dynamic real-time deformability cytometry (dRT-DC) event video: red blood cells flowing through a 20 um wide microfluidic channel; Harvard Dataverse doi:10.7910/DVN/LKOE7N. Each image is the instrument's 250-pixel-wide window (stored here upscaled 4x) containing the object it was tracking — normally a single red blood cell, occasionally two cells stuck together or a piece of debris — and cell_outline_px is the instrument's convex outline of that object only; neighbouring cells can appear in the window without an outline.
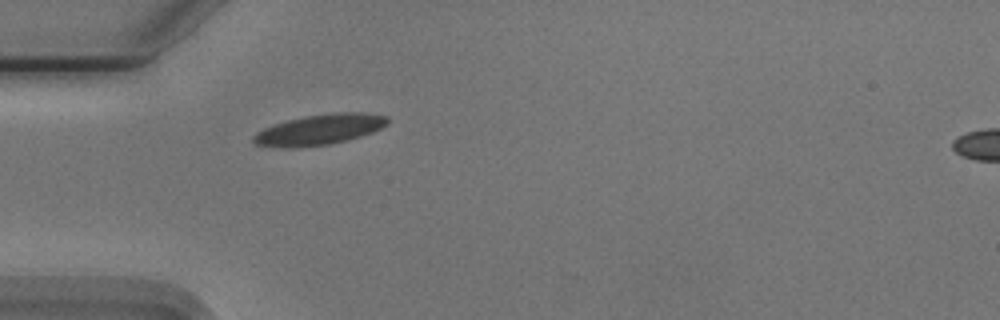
{"species": "Egyptian fruit bat (a non-hibernating species)", "species_latin": "Rousettus aegyptiacus", "temperature_condition": "cold", "stored_images_in_passage": 36, "camera_frame_rate_fps": 3000, "um_per_image_px": 0.085, "animal": {"sex": "male"}, "frame": {"image": 1, "passage_image": 1, "time_ms": 0.0, "image_size_px": [1000, 320], "cell_outline_px": [[388, 124], [372, 132], [348, 140], [328, 144], [300, 148], [288, 148], [256, 144], [252, 140], [252, 136], [256, 132], [264, 128], [288, 120], [304, 116], [332, 112], [364, 112], [388, 116]], "centroid_in_image_um": [27.17, 11.01], "position_along_channel_um": 57.8, "area_um2": 23.87}}
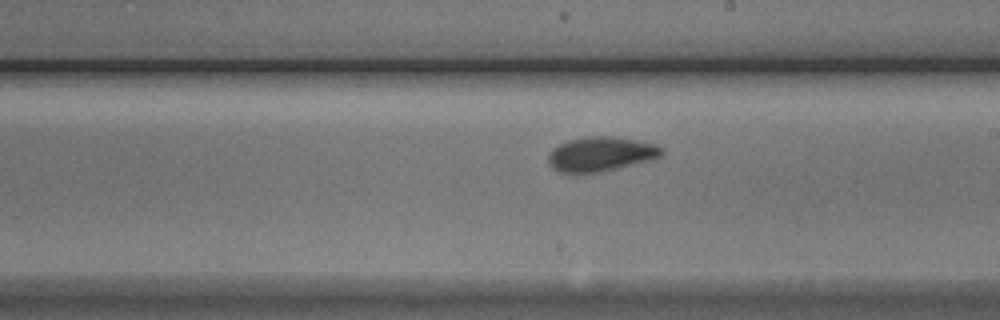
{"frame": {"image": 2, "passage_image": 16, "time_ms": 5.0, "image_size_px": [1000, 320], "cell_outline_px": [[664, 152], [660, 156], [652, 160], [600, 172], [576, 176], [560, 172], [552, 168], [548, 160], [548, 156], [552, 148], [568, 140], [588, 136], [612, 136], [636, 140], [656, 144], [664, 148]], "centroid_in_image_um": [51.05, 13.12], "position_along_channel_um": 238.0, "area_um2": 23.35}}
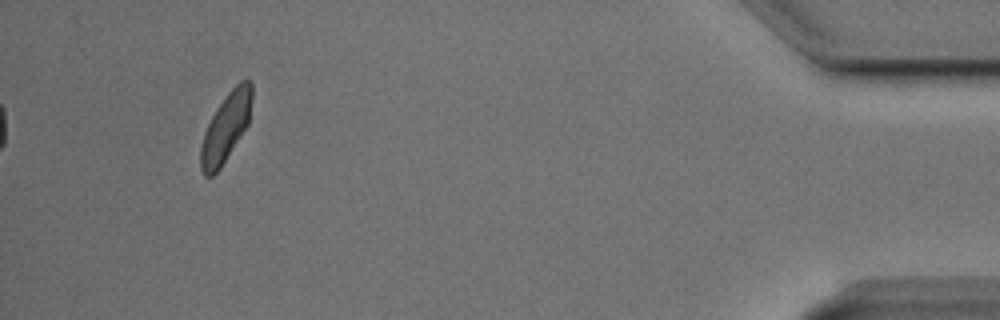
{"frame": {"image": 3, "passage_image": 36, "time_ms": 11.667, "image_size_px": [1000, 320], "cell_outline_px": [[252, 96], [248, 124], [220, 168], [212, 176], [204, 176], [200, 168], [200, 148], [204, 132], [216, 108], [228, 92], [240, 80], [248, 80], [252, 84]], "centroid_in_image_um": [19.18, 10.83], "position_along_channel_um": 416.0, "area_um2": 20.23}, "authors_computed_cell_mechanics": {"area_um2": 21.5016, "velocity_mm_per_s": 3.7084, "shape_relaxation_time_tau1_ms": 3.6691, "shape_relaxation_time_tau2_ms": 2.5958, "deformation_change_tau1": 0.1292, "deformation_change_tau2": 0.0417}}